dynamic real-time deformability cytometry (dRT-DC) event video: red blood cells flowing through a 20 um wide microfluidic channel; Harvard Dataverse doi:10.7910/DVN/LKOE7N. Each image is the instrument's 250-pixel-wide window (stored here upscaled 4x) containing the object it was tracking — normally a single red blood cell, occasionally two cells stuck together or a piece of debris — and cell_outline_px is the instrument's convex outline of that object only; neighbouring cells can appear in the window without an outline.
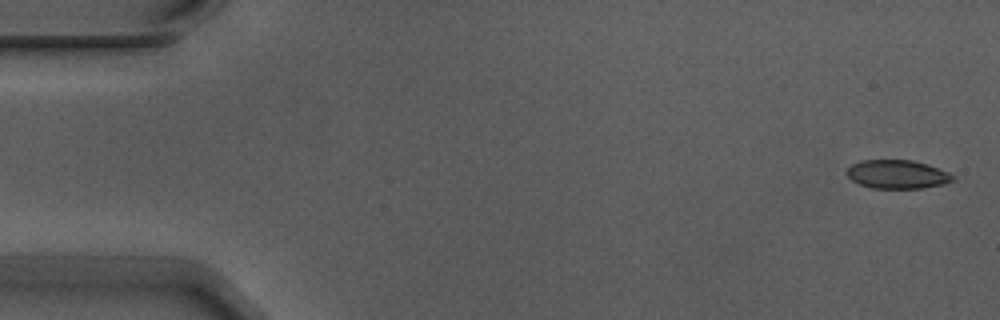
{"species": "Egyptian fruit bat (a non-hibernating species)", "species_latin": "Rousettus aegyptiacus", "temperature_condition": "warm", "stored_images_in_passage": 6, "camera_frame_rate_fps": 3000, "um_per_image_px": 0.085, "animal": {"sex": "male"}, "frame": {"image": 1, "passage_image": 1, "time_ms": 0.0, "image_size_px": [1000, 320], "cell_outline_px": [[956, 180], [944, 184], [920, 188], [872, 188], [860, 184], [852, 180], [844, 172], [852, 164], [860, 160], [912, 160], [948, 172], [956, 176]], "centroid_in_image_um": [76.26, 14.82], "position_along_channel_um": 8.7, "area_um2": 17.63}}
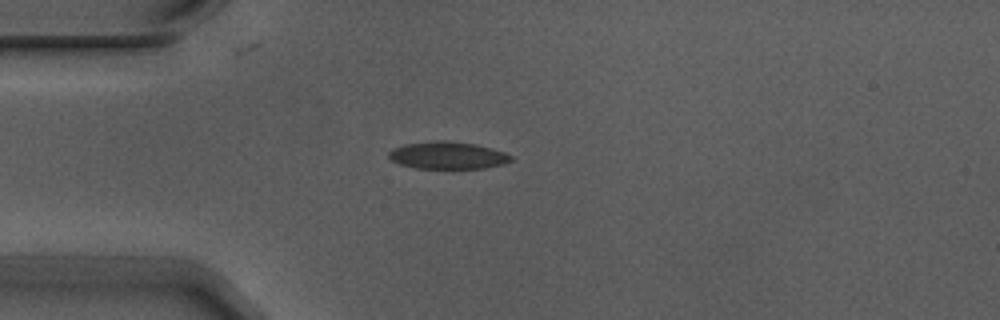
{"frame": {"image": 2, "passage_image": 4, "time_ms": 1.0, "image_size_px": [1000, 320], "cell_outline_px": [[512, 160], [504, 164], [484, 168], [416, 168], [400, 164], [392, 160], [388, 156], [388, 152], [392, 148], [404, 144], [440, 140], [444, 140], [476, 144], [492, 148], [504, 152], [512, 156]], "centroid_in_image_um": [38.05, 13.2], "position_along_channel_um": 46.9, "area_um2": 19.42}}